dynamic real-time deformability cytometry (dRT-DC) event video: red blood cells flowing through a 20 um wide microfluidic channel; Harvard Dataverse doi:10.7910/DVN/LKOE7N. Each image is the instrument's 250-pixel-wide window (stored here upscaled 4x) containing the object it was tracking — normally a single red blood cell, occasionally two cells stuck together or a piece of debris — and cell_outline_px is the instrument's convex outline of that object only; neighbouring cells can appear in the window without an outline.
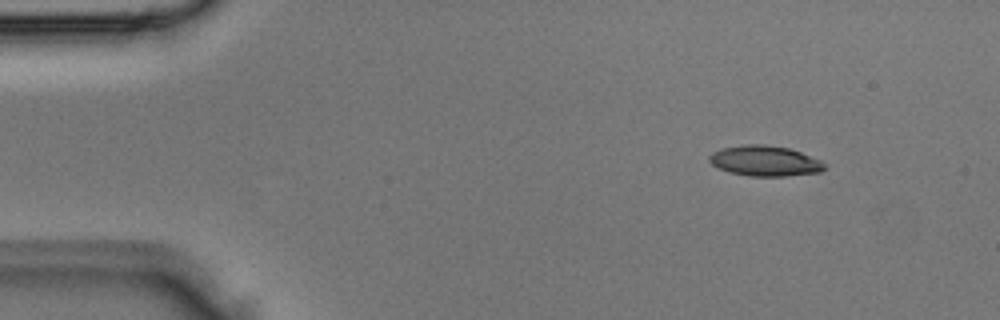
{"species": "Egyptian fruit bat (a non-hibernating species)", "species_latin": "Rousettus aegyptiacus", "temperature_condition": "room temperature", "stored_images_in_passage": 3, "camera_frame_rate_fps": 3000, "um_per_image_px": 0.085, "animal": {"sex": "male"}, "frame": {"image": 1, "passage_image": 1, "time_ms": 0.0, "image_size_px": [1000, 320], "cell_outline_px": [[828, 168], [820, 172], [784, 176], [748, 176], [728, 172], [712, 164], [708, 160], [708, 156], [712, 152], [720, 148], [744, 144], [764, 144], [788, 148], [800, 152], [820, 160]], "centroid_in_image_um": [64.99, 13.67], "position_along_channel_um": 20.0, "area_um2": 20.52}}
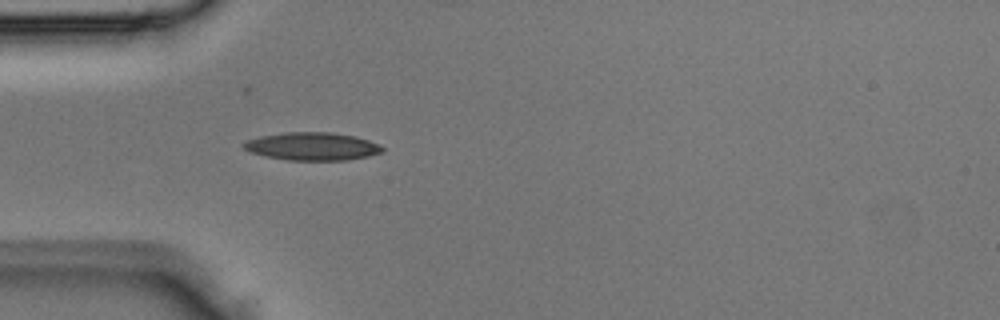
{"frame": {"image": 2, "passage_image": 3, "time_ms": 0.667, "image_size_px": [1000, 320], "cell_outline_px": [[384, 152], [368, 156], [344, 160], [288, 160], [268, 156], [252, 152], [244, 148], [240, 144], [248, 140], [260, 136], [284, 132], [332, 132], [356, 136], [368, 140], [384, 148]], "centroid_in_image_um": [26.55, 12.43], "position_along_channel_um": 58.5, "area_um2": 22.43}}